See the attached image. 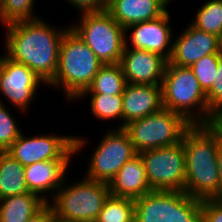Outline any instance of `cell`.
Wrapping results in <instances>:
<instances>
[{
    "label": "cell",
    "mask_w": 222,
    "mask_h": 222,
    "mask_svg": "<svg viewBox=\"0 0 222 222\" xmlns=\"http://www.w3.org/2000/svg\"><path fill=\"white\" fill-rule=\"evenodd\" d=\"M186 163L184 193L170 206L171 216H180L204 199L220 200L217 155L221 141L207 125H191L182 137Z\"/></svg>",
    "instance_id": "obj_1"
},
{
    "label": "cell",
    "mask_w": 222,
    "mask_h": 222,
    "mask_svg": "<svg viewBox=\"0 0 222 222\" xmlns=\"http://www.w3.org/2000/svg\"><path fill=\"white\" fill-rule=\"evenodd\" d=\"M69 27L57 30L39 17L7 24L5 56L28 66L48 84L57 72L60 44Z\"/></svg>",
    "instance_id": "obj_2"
},
{
    "label": "cell",
    "mask_w": 222,
    "mask_h": 222,
    "mask_svg": "<svg viewBox=\"0 0 222 222\" xmlns=\"http://www.w3.org/2000/svg\"><path fill=\"white\" fill-rule=\"evenodd\" d=\"M102 65L95 53L69 27L60 44L57 72L47 85H61L68 99H75L91 85Z\"/></svg>",
    "instance_id": "obj_3"
},
{
    "label": "cell",
    "mask_w": 222,
    "mask_h": 222,
    "mask_svg": "<svg viewBox=\"0 0 222 222\" xmlns=\"http://www.w3.org/2000/svg\"><path fill=\"white\" fill-rule=\"evenodd\" d=\"M161 85L163 108L181 115L191 125L209 124L212 113L208 110L206 94L189 67L167 63ZM197 105L198 116L191 110Z\"/></svg>",
    "instance_id": "obj_4"
},
{
    "label": "cell",
    "mask_w": 222,
    "mask_h": 222,
    "mask_svg": "<svg viewBox=\"0 0 222 222\" xmlns=\"http://www.w3.org/2000/svg\"><path fill=\"white\" fill-rule=\"evenodd\" d=\"M138 154L143 161L150 188L170 207L185 188L186 163L182 141Z\"/></svg>",
    "instance_id": "obj_5"
},
{
    "label": "cell",
    "mask_w": 222,
    "mask_h": 222,
    "mask_svg": "<svg viewBox=\"0 0 222 222\" xmlns=\"http://www.w3.org/2000/svg\"><path fill=\"white\" fill-rule=\"evenodd\" d=\"M63 185L50 204L55 222H95L110 195L109 185L88 178L69 187Z\"/></svg>",
    "instance_id": "obj_6"
},
{
    "label": "cell",
    "mask_w": 222,
    "mask_h": 222,
    "mask_svg": "<svg viewBox=\"0 0 222 222\" xmlns=\"http://www.w3.org/2000/svg\"><path fill=\"white\" fill-rule=\"evenodd\" d=\"M81 13L79 25H71L70 28L102 64L120 63L125 47V28L106 9Z\"/></svg>",
    "instance_id": "obj_7"
},
{
    "label": "cell",
    "mask_w": 222,
    "mask_h": 222,
    "mask_svg": "<svg viewBox=\"0 0 222 222\" xmlns=\"http://www.w3.org/2000/svg\"><path fill=\"white\" fill-rule=\"evenodd\" d=\"M190 126L181 115L162 108L154 114L128 123L124 129L135 151L139 153L178 144Z\"/></svg>",
    "instance_id": "obj_8"
},
{
    "label": "cell",
    "mask_w": 222,
    "mask_h": 222,
    "mask_svg": "<svg viewBox=\"0 0 222 222\" xmlns=\"http://www.w3.org/2000/svg\"><path fill=\"white\" fill-rule=\"evenodd\" d=\"M85 140L72 136L44 135L24 137L21 135L6 151L24 167L47 160H70L81 150Z\"/></svg>",
    "instance_id": "obj_9"
},
{
    "label": "cell",
    "mask_w": 222,
    "mask_h": 222,
    "mask_svg": "<svg viewBox=\"0 0 222 222\" xmlns=\"http://www.w3.org/2000/svg\"><path fill=\"white\" fill-rule=\"evenodd\" d=\"M86 178L98 182H109L121 167L138 153L124 128L109 131L94 149Z\"/></svg>",
    "instance_id": "obj_10"
},
{
    "label": "cell",
    "mask_w": 222,
    "mask_h": 222,
    "mask_svg": "<svg viewBox=\"0 0 222 222\" xmlns=\"http://www.w3.org/2000/svg\"><path fill=\"white\" fill-rule=\"evenodd\" d=\"M108 185L111 196L133 199L147 210L170 212V207L150 188L139 154L127 161Z\"/></svg>",
    "instance_id": "obj_11"
},
{
    "label": "cell",
    "mask_w": 222,
    "mask_h": 222,
    "mask_svg": "<svg viewBox=\"0 0 222 222\" xmlns=\"http://www.w3.org/2000/svg\"><path fill=\"white\" fill-rule=\"evenodd\" d=\"M44 83L28 66L0 57V91L6 98L25 111L36 94L39 83Z\"/></svg>",
    "instance_id": "obj_12"
},
{
    "label": "cell",
    "mask_w": 222,
    "mask_h": 222,
    "mask_svg": "<svg viewBox=\"0 0 222 222\" xmlns=\"http://www.w3.org/2000/svg\"><path fill=\"white\" fill-rule=\"evenodd\" d=\"M127 38L120 61L126 83L161 85L168 60L154 52L130 49Z\"/></svg>",
    "instance_id": "obj_13"
},
{
    "label": "cell",
    "mask_w": 222,
    "mask_h": 222,
    "mask_svg": "<svg viewBox=\"0 0 222 222\" xmlns=\"http://www.w3.org/2000/svg\"><path fill=\"white\" fill-rule=\"evenodd\" d=\"M172 44V53L168 60L171 65L190 67L204 56L220 54L218 36L192 25H189Z\"/></svg>",
    "instance_id": "obj_14"
},
{
    "label": "cell",
    "mask_w": 222,
    "mask_h": 222,
    "mask_svg": "<svg viewBox=\"0 0 222 222\" xmlns=\"http://www.w3.org/2000/svg\"><path fill=\"white\" fill-rule=\"evenodd\" d=\"M169 20V13L166 11L157 19L139 22L125 28V32L133 29L130 36L132 48L154 52L169 60L173 45L170 42L172 31L168 23Z\"/></svg>",
    "instance_id": "obj_15"
},
{
    "label": "cell",
    "mask_w": 222,
    "mask_h": 222,
    "mask_svg": "<svg viewBox=\"0 0 222 222\" xmlns=\"http://www.w3.org/2000/svg\"><path fill=\"white\" fill-rule=\"evenodd\" d=\"M122 119L124 128L128 123L160 111L162 105V85L126 83L122 94Z\"/></svg>",
    "instance_id": "obj_16"
},
{
    "label": "cell",
    "mask_w": 222,
    "mask_h": 222,
    "mask_svg": "<svg viewBox=\"0 0 222 222\" xmlns=\"http://www.w3.org/2000/svg\"><path fill=\"white\" fill-rule=\"evenodd\" d=\"M162 0H108L106 10L122 27L150 21L167 10Z\"/></svg>",
    "instance_id": "obj_17"
},
{
    "label": "cell",
    "mask_w": 222,
    "mask_h": 222,
    "mask_svg": "<svg viewBox=\"0 0 222 222\" xmlns=\"http://www.w3.org/2000/svg\"><path fill=\"white\" fill-rule=\"evenodd\" d=\"M69 161L47 160L25 166L24 176L29 192L40 196V193H46V191H58L65 182V171Z\"/></svg>",
    "instance_id": "obj_18"
},
{
    "label": "cell",
    "mask_w": 222,
    "mask_h": 222,
    "mask_svg": "<svg viewBox=\"0 0 222 222\" xmlns=\"http://www.w3.org/2000/svg\"><path fill=\"white\" fill-rule=\"evenodd\" d=\"M28 192L0 199V222H27L39 212L49 199Z\"/></svg>",
    "instance_id": "obj_19"
},
{
    "label": "cell",
    "mask_w": 222,
    "mask_h": 222,
    "mask_svg": "<svg viewBox=\"0 0 222 222\" xmlns=\"http://www.w3.org/2000/svg\"><path fill=\"white\" fill-rule=\"evenodd\" d=\"M25 167L6 151L0 152V199L28 193Z\"/></svg>",
    "instance_id": "obj_20"
},
{
    "label": "cell",
    "mask_w": 222,
    "mask_h": 222,
    "mask_svg": "<svg viewBox=\"0 0 222 222\" xmlns=\"http://www.w3.org/2000/svg\"><path fill=\"white\" fill-rule=\"evenodd\" d=\"M146 211L133 199L109 195L95 222H136Z\"/></svg>",
    "instance_id": "obj_21"
},
{
    "label": "cell",
    "mask_w": 222,
    "mask_h": 222,
    "mask_svg": "<svg viewBox=\"0 0 222 222\" xmlns=\"http://www.w3.org/2000/svg\"><path fill=\"white\" fill-rule=\"evenodd\" d=\"M126 85L123 69L120 63L103 64L95 75L91 85L77 98L86 94L122 95Z\"/></svg>",
    "instance_id": "obj_22"
},
{
    "label": "cell",
    "mask_w": 222,
    "mask_h": 222,
    "mask_svg": "<svg viewBox=\"0 0 222 222\" xmlns=\"http://www.w3.org/2000/svg\"><path fill=\"white\" fill-rule=\"evenodd\" d=\"M194 21L190 24L197 29L215 34L222 32V1L211 0L203 4L197 11Z\"/></svg>",
    "instance_id": "obj_23"
},
{
    "label": "cell",
    "mask_w": 222,
    "mask_h": 222,
    "mask_svg": "<svg viewBox=\"0 0 222 222\" xmlns=\"http://www.w3.org/2000/svg\"><path fill=\"white\" fill-rule=\"evenodd\" d=\"M180 217L185 222H222V200H200L185 210Z\"/></svg>",
    "instance_id": "obj_24"
},
{
    "label": "cell",
    "mask_w": 222,
    "mask_h": 222,
    "mask_svg": "<svg viewBox=\"0 0 222 222\" xmlns=\"http://www.w3.org/2000/svg\"><path fill=\"white\" fill-rule=\"evenodd\" d=\"M91 110L100 120L122 119V95L92 94Z\"/></svg>",
    "instance_id": "obj_25"
},
{
    "label": "cell",
    "mask_w": 222,
    "mask_h": 222,
    "mask_svg": "<svg viewBox=\"0 0 222 222\" xmlns=\"http://www.w3.org/2000/svg\"><path fill=\"white\" fill-rule=\"evenodd\" d=\"M34 0H0V22L4 25L19 21L34 20Z\"/></svg>",
    "instance_id": "obj_26"
},
{
    "label": "cell",
    "mask_w": 222,
    "mask_h": 222,
    "mask_svg": "<svg viewBox=\"0 0 222 222\" xmlns=\"http://www.w3.org/2000/svg\"><path fill=\"white\" fill-rule=\"evenodd\" d=\"M220 56L221 54L204 56L189 67L205 94L211 89L212 83L215 80V75L218 72Z\"/></svg>",
    "instance_id": "obj_27"
},
{
    "label": "cell",
    "mask_w": 222,
    "mask_h": 222,
    "mask_svg": "<svg viewBox=\"0 0 222 222\" xmlns=\"http://www.w3.org/2000/svg\"><path fill=\"white\" fill-rule=\"evenodd\" d=\"M20 135L15 120L0 100V152L7 151Z\"/></svg>",
    "instance_id": "obj_28"
},
{
    "label": "cell",
    "mask_w": 222,
    "mask_h": 222,
    "mask_svg": "<svg viewBox=\"0 0 222 222\" xmlns=\"http://www.w3.org/2000/svg\"><path fill=\"white\" fill-rule=\"evenodd\" d=\"M208 110L213 114L222 108V55L219 59L218 72L212 83L211 89L206 93Z\"/></svg>",
    "instance_id": "obj_29"
},
{
    "label": "cell",
    "mask_w": 222,
    "mask_h": 222,
    "mask_svg": "<svg viewBox=\"0 0 222 222\" xmlns=\"http://www.w3.org/2000/svg\"><path fill=\"white\" fill-rule=\"evenodd\" d=\"M69 1L73 6L84 11H100L107 7L108 0H66Z\"/></svg>",
    "instance_id": "obj_30"
},
{
    "label": "cell",
    "mask_w": 222,
    "mask_h": 222,
    "mask_svg": "<svg viewBox=\"0 0 222 222\" xmlns=\"http://www.w3.org/2000/svg\"><path fill=\"white\" fill-rule=\"evenodd\" d=\"M27 222H55L52 206L47 203L39 212L32 216Z\"/></svg>",
    "instance_id": "obj_31"
},
{
    "label": "cell",
    "mask_w": 222,
    "mask_h": 222,
    "mask_svg": "<svg viewBox=\"0 0 222 222\" xmlns=\"http://www.w3.org/2000/svg\"><path fill=\"white\" fill-rule=\"evenodd\" d=\"M169 216H171L170 212L147 210L136 222H162L166 217Z\"/></svg>",
    "instance_id": "obj_32"
},
{
    "label": "cell",
    "mask_w": 222,
    "mask_h": 222,
    "mask_svg": "<svg viewBox=\"0 0 222 222\" xmlns=\"http://www.w3.org/2000/svg\"><path fill=\"white\" fill-rule=\"evenodd\" d=\"M208 125L217 133L222 143V108L216 110L212 114V118Z\"/></svg>",
    "instance_id": "obj_33"
},
{
    "label": "cell",
    "mask_w": 222,
    "mask_h": 222,
    "mask_svg": "<svg viewBox=\"0 0 222 222\" xmlns=\"http://www.w3.org/2000/svg\"><path fill=\"white\" fill-rule=\"evenodd\" d=\"M217 167L220 175V200H222V143L220 144L217 155Z\"/></svg>",
    "instance_id": "obj_34"
},
{
    "label": "cell",
    "mask_w": 222,
    "mask_h": 222,
    "mask_svg": "<svg viewBox=\"0 0 222 222\" xmlns=\"http://www.w3.org/2000/svg\"><path fill=\"white\" fill-rule=\"evenodd\" d=\"M162 222H185L180 216L166 217Z\"/></svg>",
    "instance_id": "obj_35"
},
{
    "label": "cell",
    "mask_w": 222,
    "mask_h": 222,
    "mask_svg": "<svg viewBox=\"0 0 222 222\" xmlns=\"http://www.w3.org/2000/svg\"><path fill=\"white\" fill-rule=\"evenodd\" d=\"M218 41H219V53L222 55V32L218 36Z\"/></svg>",
    "instance_id": "obj_36"
},
{
    "label": "cell",
    "mask_w": 222,
    "mask_h": 222,
    "mask_svg": "<svg viewBox=\"0 0 222 222\" xmlns=\"http://www.w3.org/2000/svg\"><path fill=\"white\" fill-rule=\"evenodd\" d=\"M167 6H168V3L171 2V0H162Z\"/></svg>",
    "instance_id": "obj_37"
}]
</instances>
